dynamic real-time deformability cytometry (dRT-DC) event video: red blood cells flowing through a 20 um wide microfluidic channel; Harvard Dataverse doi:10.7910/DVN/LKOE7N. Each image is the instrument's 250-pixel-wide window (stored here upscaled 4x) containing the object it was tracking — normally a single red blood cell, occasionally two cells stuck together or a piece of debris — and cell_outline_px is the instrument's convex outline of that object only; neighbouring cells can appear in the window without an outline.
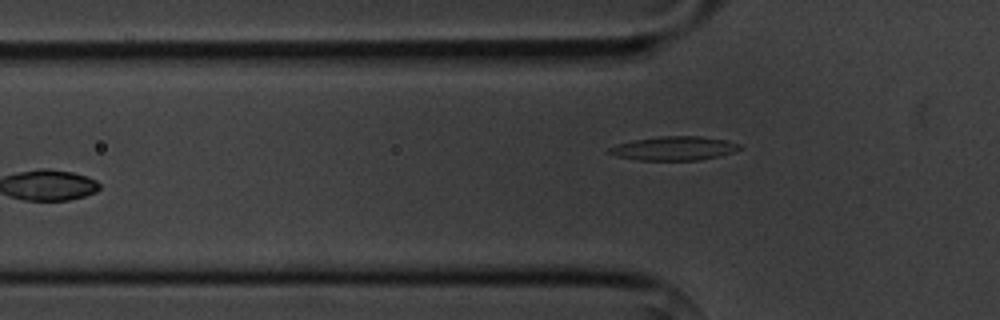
{"species": "common noctule bat (a hibernating species)", "species_latin": "Nyctalus noctula", "temperature_condition": "cold", "stored_images_in_passage": 5, "camera_frame_rate_fps": 3000, "um_per_image_px": 0.085, "animal": {"sex": "male", "body_mass_g": 20.1, "forearm_length_mm": 53.5}, "frame": {"image": 1, "passage_image": 5, "time_ms": 5.0, "image_size_px": [1000, 320], "cell_outline_px": [[744, 148], [720, 156], [700, 160], [640, 160], [616, 156], [604, 152], [608, 148], [616, 144], [632, 140], [660, 136], [700, 136], [728, 140], [740, 144]], "centroid_in_image_um": [57.29, 12.6], "position_along_channel_um": 68.5, "area_um2": 18.44}}